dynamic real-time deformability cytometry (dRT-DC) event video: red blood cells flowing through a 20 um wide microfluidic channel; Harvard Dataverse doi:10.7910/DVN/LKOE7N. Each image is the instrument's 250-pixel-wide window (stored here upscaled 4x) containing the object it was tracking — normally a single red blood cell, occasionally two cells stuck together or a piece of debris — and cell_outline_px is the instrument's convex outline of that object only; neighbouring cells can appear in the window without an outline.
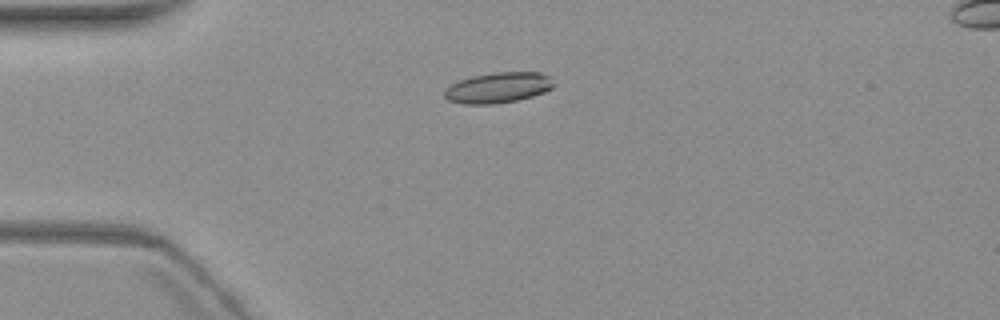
{"species": "common noctule bat (a hibernating species)", "species_latin": "Nyctalus noctula", "temperature_condition": "warm", "stored_images_in_passage": 3, "camera_frame_rate_fps": 3000, "um_per_image_px": 0.085, "animal": {"sex": "female", "body_mass_g": 19.3, "forearm_length_mm": 54.1}, "frame": {"image": 1, "passage_image": 1, "time_ms": 0.0, "image_size_px": [1000, 320], "cell_outline_px": [[556, 84], [552, 88], [544, 92], [532, 96], [516, 100], [492, 104], [464, 104], [448, 100], [444, 96], [444, 88], [460, 80], [472, 76], [492, 72], [540, 72], [548, 76]], "centroid_in_image_um": [42.33, 7.44], "position_along_channel_um": 42.7, "area_um2": 19.48}}
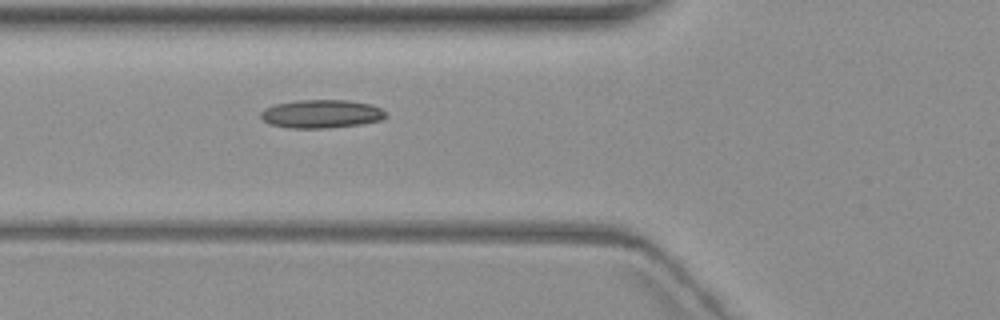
{"frame": {"image": 2, "passage_image": 3, "time_ms": 2.333, "image_size_px": [1000, 320], "cell_outline_px": [[384, 116], [380, 120], [360, 124], [328, 128], [288, 128], [268, 124], [260, 116], [260, 112], [264, 108], [276, 104], [296, 100], [344, 100], [372, 104], [380, 108], [384, 112]], "centroid_in_image_um": [27.25, 9.68], "position_along_channel_um": 98.5, "area_um2": 20.58}}